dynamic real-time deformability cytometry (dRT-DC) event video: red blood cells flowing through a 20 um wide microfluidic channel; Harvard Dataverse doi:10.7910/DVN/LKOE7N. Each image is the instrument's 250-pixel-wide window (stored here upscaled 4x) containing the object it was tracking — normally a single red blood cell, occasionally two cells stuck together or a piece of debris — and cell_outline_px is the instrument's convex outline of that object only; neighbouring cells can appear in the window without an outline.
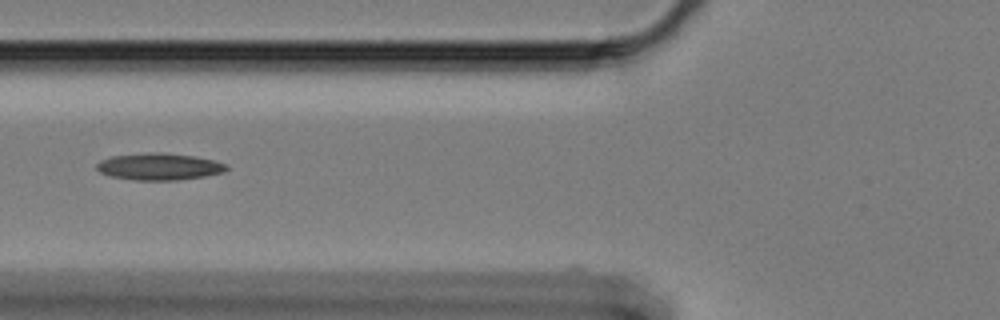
{"species": "Egyptian fruit bat (a non-hibernating species)", "species_latin": "Rousettus aegyptiacus", "temperature_condition": "cold", "stored_images_in_passage": 5, "camera_frame_rate_fps": 3000, "um_per_image_px": 0.085, "animal": {"sex": "female"}, "frame": {"image": 1, "passage_image": 2, "time_ms": 0.333, "image_size_px": [1000, 320], "cell_outline_px": [[228, 168], [224, 172], [204, 176], [176, 180], [136, 180], [108, 176], [100, 172], [96, 168], [96, 164], [100, 160], [112, 156], [152, 152], [160, 152], [196, 156], [228, 164]], "centroid_in_image_um": [13.52, 14.16], "position_along_channel_um": 112.3, "area_um2": 20.35}}